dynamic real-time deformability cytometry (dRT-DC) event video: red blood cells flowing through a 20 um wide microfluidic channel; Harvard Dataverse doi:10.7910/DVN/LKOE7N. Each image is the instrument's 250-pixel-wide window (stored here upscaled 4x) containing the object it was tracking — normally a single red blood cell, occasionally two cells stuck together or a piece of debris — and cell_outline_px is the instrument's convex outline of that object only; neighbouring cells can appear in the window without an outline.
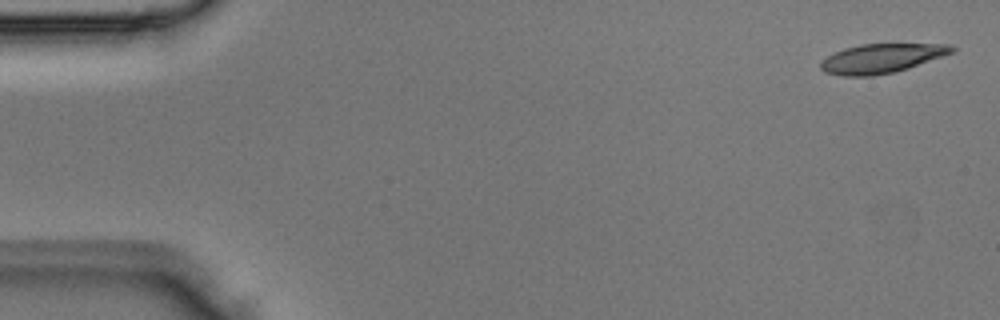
{"species": "Egyptian fruit bat (a non-hibernating species)", "species_latin": "Rousettus aegyptiacus", "temperature_condition": "room temperature", "stored_images_in_passage": 4, "camera_frame_rate_fps": 3000, "um_per_image_px": 0.085, "animal": {"sex": "male"}, "frame": {"image": 1, "passage_image": 1, "time_ms": 0.0, "image_size_px": [1000, 320], "cell_outline_px": [[956, 52], [908, 68], [892, 72], [872, 76], [844, 76], [824, 72], [820, 68], [820, 60], [844, 48], [860, 44], [948, 44], [956, 48]], "centroid_in_image_um": [74.93, 4.96], "position_along_channel_um": 10.1, "area_um2": 22.37}}